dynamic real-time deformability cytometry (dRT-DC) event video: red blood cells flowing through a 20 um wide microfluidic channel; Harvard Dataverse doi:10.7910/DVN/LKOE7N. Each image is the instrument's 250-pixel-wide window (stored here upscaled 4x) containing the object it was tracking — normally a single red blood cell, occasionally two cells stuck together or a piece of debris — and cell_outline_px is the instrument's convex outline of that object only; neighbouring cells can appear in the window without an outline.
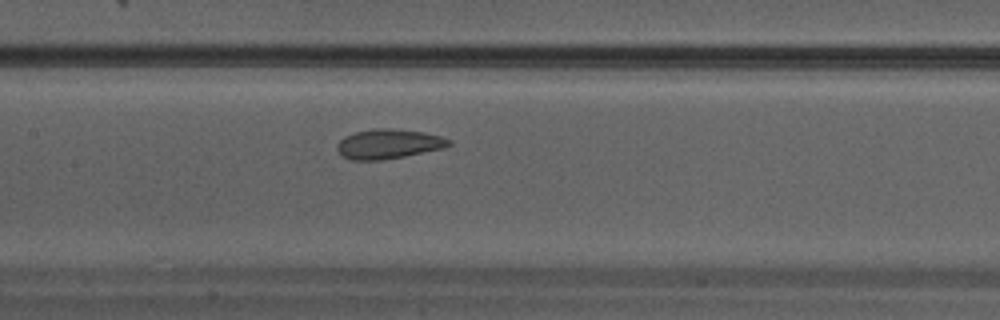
{"species": "Egyptian fruit bat (a non-hibernating species)", "species_latin": "Rousettus aegyptiacus", "temperature_condition": "warm", "stored_images_in_passage": 21, "camera_frame_rate_fps": 3000, "um_per_image_px": 0.085, "animal": {"sex": "male"}, "frame": {"image": 1, "passage_image": 7, "time_ms": 2.0, "image_size_px": [1000, 320], "cell_outline_px": [[452, 144], [444, 148], [404, 156], [380, 160], [352, 160], [344, 156], [336, 148], [336, 144], [344, 136], [356, 132], [372, 128], [392, 128], [424, 132], [440, 136], [452, 140]], "centroid_in_image_um": [33.03, 12.22], "position_along_channel_um": 174.4, "area_um2": 19.31}}
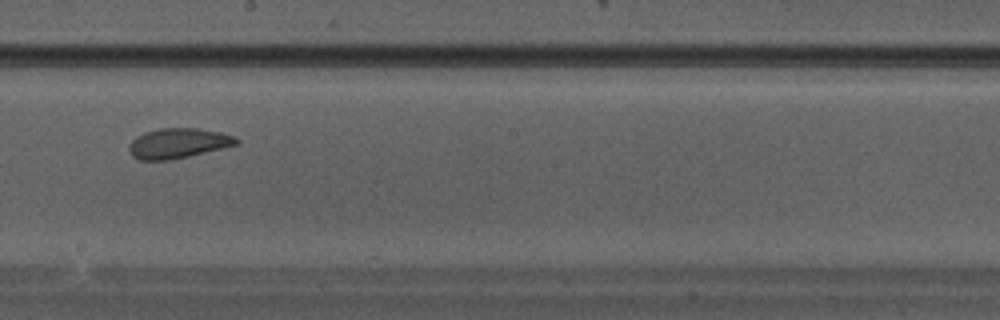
{"frame": {"image": 2, "passage_image": 10, "time_ms": 3.0, "image_size_px": [1000, 320], "cell_outline_px": [[240, 144], [172, 160], [140, 160], [132, 156], [128, 148], [128, 144], [136, 136], [144, 132], [160, 128], [196, 128], [220, 132], [232, 136], [240, 140]], "centroid_in_image_um": [15.12, 12.18], "position_along_channel_um": 233.1, "area_um2": 18.9}}